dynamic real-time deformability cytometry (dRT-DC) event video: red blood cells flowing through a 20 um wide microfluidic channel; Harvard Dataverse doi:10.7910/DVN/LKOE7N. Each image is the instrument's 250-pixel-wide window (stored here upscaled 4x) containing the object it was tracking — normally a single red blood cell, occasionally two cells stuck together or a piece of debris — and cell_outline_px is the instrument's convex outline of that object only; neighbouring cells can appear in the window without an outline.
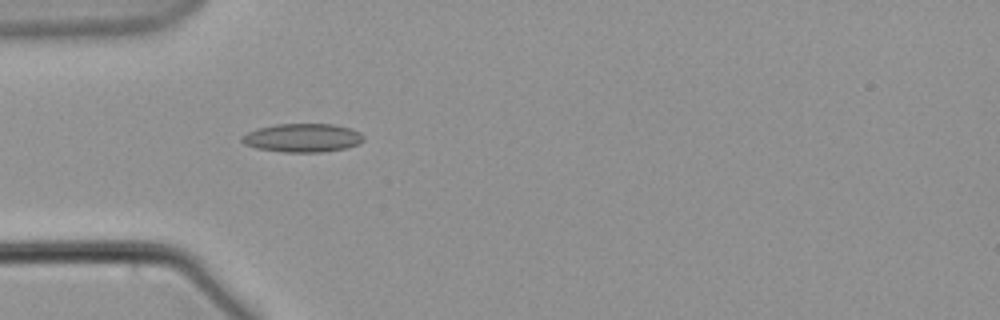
{"species": "common noctule bat (a hibernating species)", "species_latin": "Nyctalus noctula", "temperature_condition": "warm", "stored_images_in_passage": 41, "camera_frame_rate_fps": 3000, "um_per_image_px": 0.085, "animal": {"sex": "male", "body_mass_g": 21.5, "forearm_length_mm": 52.0}, "frame": {"image": 1, "passage_image": 1, "time_ms": 0.0, "image_size_px": [1000, 320], "cell_outline_px": [[364, 140], [356, 144], [344, 148], [320, 152], [284, 152], [256, 148], [244, 144], [240, 140], [240, 136], [256, 128], [276, 124], [332, 124], [348, 128], [360, 132], [364, 136]], "centroid_in_image_um": [25.66, 11.71], "position_along_channel_um": 59.3, "area_um2": 20.17}}
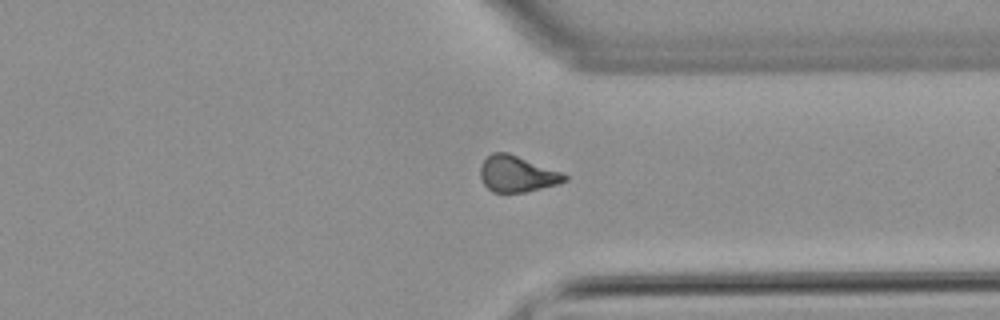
{"frame": {"image": 2, "passage_image": 27, "time_ms": 8.667, "image_size_px": [1000, 320], "cell_outline_px": [[568, 180], [556, 184], [524, 192], [492, 192], [484, 184], [480, 176], [480, 164], [492, 152], [508, 152], [564, 172], [568, 176]], "centroid_in_image_um": [43.96, 14.76], "position_along_channel_um": 367.4, "area_um2": 17.86}}
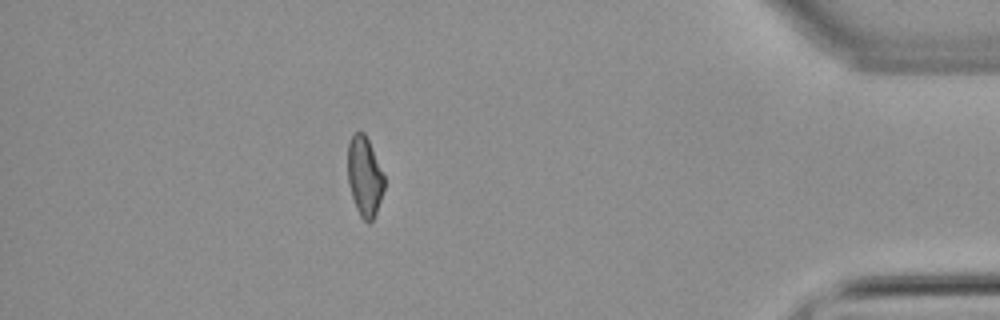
{"frame": {"image": 3, "passage_image": 34, "time_ms": 11.0, "image_size_px": [1000, 320], "cell_outline_px": [[384, 188], [376, 212], [372, 220], [368, 224], [360, 216], [356, 208], [352, 196], [348, 180], [348, 140], [352, 132], [364, 132], [368, 140], [384, 176]], "centroid_in_image_um": [30.97, 14.98], "position_along_channel_um": 404.2, "area_um2": 16.76}}